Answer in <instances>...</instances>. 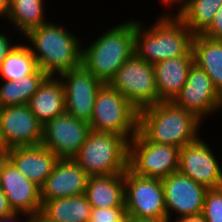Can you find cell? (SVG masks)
Masks as SVG:
<instances>
[{"mask_svg":"<svg viewBox=\"0 0 222 222\" xmlns=\"http://www.w3.org/2000/svg\"><path fill=\"white\" fill-rule=\"evenodd\" d=\"M28 106L42 125L64 113L65 90L59 76H47L30 98Z\"/></svg>","mask_w":222,"mask_h":222,"instance_id":"cell-20","label":"cell"},{"mask_svg":"<svg viewBox=\"0 0 222 222\" xmlns=\"http://www.w3.org/2000/svg\"><path fill=\"white\" fill-rule=\"evenodd\" d=\"M139 111L108 83L99 89L94 103L91 131L121 135L130 141L138 132Z\"/></svg>","mask_w":222,"mask_h":222,"instance_id":"cell-6","label":"cell"},{"mask_svg":"<svg viewBox=\"0 0 222 222\" xmlns=\"http://www.w3.org/2000/svg\"><path fill=\"white\" fill-rule=\"evenodd\" d=\"M14 213L12 210L9 200L4 192L0 189V217H4Z\"/></svg>","mask_w":222,"mask_h":222,"instance_id":"cell-33","label":"cell"},{"mask_svg":"<svg viewBox=\"0 0 222 222\" xmlns=\"http://www.w3.org/2000/svg\"><path fill=\"white\" fill-rule=\"evenodd\" d=\"M187 0H160L159 2L166 7V9L170 10V13H172L171 9L174 8L175 11L177 9V11L185 4ZM174 6V7H173ZM171 7V8H170Z\"/></svg>","mask_w":222,"mask_h":222,"instance_id":"cell-34","label":"cell"},{"mask_svg":"<svg viewBox=\"0 0 222 222\" xmlns=\"http://www.w3.org/2000/svg\"><path fill=\"white\" fill-rule=\"evenodd\" d=\"M180 148L149 141L139 130L129 141L128 168L140 176L163 179L178 171Z\"/></svg>","mask_w":222,"mask_h":222,"instance_id":"cell-8","label":"cell"},{"mask_svg":"<svg viewBox=\"0 0 222 222\" xmlns=\"http://www.w3.org/2000/svg\"><path fill=\"white\" fill-rule=\"evenodd\" d=\"M90 132L89 123L65 111L43 125L41 144L59 159H73Z\"/></svg>","mask_w":222,"mask_h":222,"instance_id":"cell-11","label":"cell"},{"mask_svg":"<svg viewBox=\"0 0 222 222\" xmlns=\"http://www.w3.org/2000/svg\"><path fill=\"white\" fill-rule=\"evenodd\" d=\"M92 207L84 194L45 201L41 212L55 222H88Z\"/></svg>","mask_w":222,"mask_h":222,"instance_id":"cell-23","label":"cell"},{"mask_svg":"<svg viewBox=\"0 0 222 222\" xmlns=\"http://www.w3.org/2000/svg\"><path fill=\"white\" fill-rule=\"evenodd\" d=\"M9 161L31 182L41 188L59 158L44 145L6 150Z\"/></svg>","mask_w":222,"mask_h":222,"instance_id":"cell-18","label":"cell"},{"mask_svg":"<svg viewBox=\"0 0 222 222\" xmlns=\"http://www.w3.org/2000/svg\"><path fill=\"white\" fill-rule=\"evenodd\" d=\"M27 222H55L50 220L41 211L31 214L27 217Z\"/></svg>","mask_w":222,"mask_h":222,"instance_id":"cell-38","label":"cell"},{"mask_svg":"<svg viewBox=\"0 0 222 222\" xmlns=\"http://www.w3.org/2000/svg\"><path fill=\"white\" fill-rule=\"evenodd\" d=\"M124 222H169L168 219H147L134 215H126Z\"/></svg>","mask_w":222,"mask_h":222,"instance_id":"cell-36","label":"cell"},{"mask_svg":"<svg viewBox=\"0 0 222 222\" xmlns=\"http://www.w3.org/2000/svg\"><path fill=\"white\" fill-rule=\"evenodd\" d=\"M8 33L6 36V32L3 33L2 30H0V65L2 64L3 60L6 58V56L19 44L14 43L12 37H8ZM10 39H12L10 41ZM13 41V43H11Z\"/></svg>","mask_w":222,"mask_h":222,"instance_id":"cell-32","label":"cell"},{"mask_svg":"<svg viewBox=\"0 0 222 222\" xmlns=\"http://www.w3.org/2000/svg\"><path fill=\"white\" fill-rule=\"evenodd\" d=\"M201 123L173 101H160L139 111L138 130L151 142L182 148L200 137Z\"/></svg>","mask_w":222,"mask_h":222,"instance_id":"cell-3","label":"cell"},{"mask_svg":"<svg viewBox=\"0 0 222 222\" xmlns=\"http://www.w3.org/2000/svg\"><path fill=\"white\" fill-rule=\"evenodd\" d=\"M44 0H10L9 13L6 21L21 34L24 39L30 30L37 28L49 19L46 15ZM48 19V20H47Z\"/></svg>","mask_w":222,"mask_h":222,"instance_id":"cell-24","label":"cell"},{"mask_svg":"<svg viewBox=\"0 0 222 222\" xmlns=\"http://www.w3.org/2000/svg\"><path fill=\"white\" fill-rule=\"evenodd\" d=\"M222 0H187L175 14L194 34H202L212 23Z\"/></svg>","mask_w":222,"mask_h":222,"instance_id":"cell-25","label":"cell"},{"mask_svg":"<svg viewBox=\"0 0 222 222\" xmlns=\"http://www.w3.org/2000/svg\"><path fill=\"white\" fill-rule=\"evenodd\" d=\"M173 102L191 111L202 121L222 112V95L214 87L208 74L194 63L182 90Z\"/></svg>","mask_w":222,"mask_h":222,"instance_id":"cell-10","label":"cell"},{"mask_svg":"<svg viewBox=\"0 0 222 222\" xmlns=\"http://www.w3.org/2000/svg\"><path fill=\"white\" fill-rule=\"evenodd\" d=\"M84 195L92 208L125 207L124 173L89 176Z\"/></svg>","mask_w":222,"mask_h":222,"instance_id":"cell-21","label":"cell"},{"mask_svg":"<svg viewBox=\"0 0 222 222\" xmlns=\"http://www.w3.org/2000/svg\"><path fill=\"white\" fill-rule=\"evenodd\" d=\"M10 0H0V19H7L9 13Z\"/></svg>","mask_w":222,"mask_h":222,"instance_id":"cell-39","label":"cell"},{"mask_svg":"<svg viewBox=\"0 0 222 222\" xmlns=\"http://www.w3.org/2000/svg\"><path fill=\"white\" fill-rule=\"evenodd\" d=\"M36 59L27 43H19L0 65V80H18L38 70ZM1 82V81H0Z\"/></svg>","mask_w":222,"mask_h":222,"instance_id":"cell-26","label":"cell"},{"mask_svg":"<svg viewBox=\"0 0 222 222\" xmlns=\"http://www.w3.org/2000/svg\"><path fill=\"white\" fill-rule=\"evenodd\" d=\"M201 214L206 222H222V187L207 190Z\"/></svg>","mask_w":222,"mask_h":222,"instance_id":"cell-27","label":"cell"},{"mask_svg":"<svg viewBox=\"0 0 222 222\" xmlns=\"http://www.w3.org/2000/svg\"><path fill=\"white\" fill-rule=\"evenodd\" d=\"M129 141L121 135L91 131L73 160L89 175L125 173Z\"/></svg>","mask_w":222,"mask_h":222,"instance_id":"cell-5","label":"cell"},{"mask_svg":"<svg viewBox=\"0 0 222 222\" xmlns=\"http://www.w3.org/2000/svg\"><path fill=\"white\" fill-rule=\"evenodd\" d=\"M16 105H20L18 80H2L0 84V108Z\"/></svg>","mask_w":222,"mask_h":222,"instance_id":"cell-30","label":"cell"},{"mask_svg":"<svg viewBox=\"0 0 222 222\" xmlns=\"http://www.w3.org/2000/svg\"><path fill=\"white\" fill-rule=\"evenodd\" d=\"M0 189L14 212L27 215L41 211L40 188L28 180L9 160L3 167Z\"/></svg>","mask_w":222,"mask_h":222,"instance_id":"cell-17","label":"cell"},{"mask_svg":"<svg viewBox=\"0 0 222 222\" xmlns=\"http://www.w3.org/2000/svg\"><path fill=\"white\" fill-rule=\"evenodd\" d=\"M193 56H179L157 62L153 65L161 101H173L186 82Z\"/></svg>","mask_w":222,"mask_h":222,"instance_id":"cell-19","label":"cell"},{"mask_svg":"<svg viewBox=\"0 0 222 222\" xmlns=\"http://www.w3.org/2000/svg\"><path fill=\"white\" fill-rule=\"evenodd\" d=\"M9 160L8 153L6 150L0 148V184H1V177L3 173V167L5 166L6 162Z\"/></svg>","mask_w":222,"mask_h":222,"instance_id":"cell-40","label":"cell"},{"mask_svg":"<svg viewBox=\"0 0 222 222\" xmlns=\"http://www.w3.org/2000/svg\"><path fill=\"white\" fill-rule=\"evenodd\" d=\"M82 47L81 64L104 84L135 53V20L128 19L100 33Z\"/></svg>","mask_w":222,"mask_h":222,"instance_id":"cell-4","label":"cell"},{"mask_svg":"<svg viewBox=\"0 0 222 222\" xmlns=\"http://www.w3.org/2000/svg\"><path fill=\"white\" fill-rule=\"evenodd\" d=\"M48 75L41 69L34 74L18 79L20 105L28 104L30 98L37 92L39 85Z\"/></svg>","mask_w":222,"mask_h":222,"instance_id":"cell-28","label":"cell"},{"mask_svg":"<svg viewBox=\"0 0 222 222\" xmlns=\"http://www.w3.org/2000/svg\"><path fill=\"white\" fill-rule=\"evenodd\" d=\"M65 90V110L71 116L90 123L95 98L104 84L82 64L59 75Z\"/></svg>","mask_w":222,"mask_h":222,"instance_id":"cell-14","label":"cell"},{"mask_svg":"<svg viewBox=\"0 0 222 222\" xmlns=\"http://www.w3.org/2000/svg\"><path fill=\"white\" fill-rule=\"evenodd\" d=\"M43 125L28 104L0 108V148L38 146Z\"/></svg>","mask_w":222,"mask_h":222,"instance_id":"cell-12","label":"cell"},{"mask_svg":"<svg viewBox=\"0 0 222 222\" xmlns=\"http://www.w3.org/2000/svg\"><path fill=\"white\" fill-rule=\"evenodd\" d=\"M20 215H22L23 218H24V216L25 217L29 216V215H27L25 213L14 212V213H12L10 215L4 216V217H0V222H20V220H22V219L19 218ZM23 222H27V218Z\"/></svg>","mask_w":222,"mask_h":222,"instance_id":"cell-37","label":"cell"},{"mask_svg":"<svg viewBox=\"0 0 222 222\" xmlns=\"http://www.w3.org/2000/svg\"><path fill=\"white\" fill-rule=\"evenodd\" d=\"M126 215L147 219H167L161 179L140 176L127 168L124 173Z\"/></svg>","mask_w":222,"mask_h":222,"instance_id":"cell-9","label":"cell"},{"mask_svg":"<svg viewBox=\"0 0 222 222\" xmlns=\"http://www.w3.org/2000/svg\"><path fill=\"white\" fill-rule=\"evenodd\" d=\"M199 137L180 148L178 171L207 189L222 187V167L216 152Z\"/></svg>","mask_w":222,"mask_h":222,"instance_id":"cell-13","label":"cell"},{"mask_svg":"<svg viewBox=\"0 0 222 222\" xmlns=\"http://www.w3.org/2000/svg\"><path fill=\"white\" fill-rule=\"evenodd\" d=\"M88 178L89 175L73 159H59L40 188L41 203L84 194Z\"/></svg>","mask_w":222,"mask_h":222,"instance_id":"cell-16","label":"cell"},{"mask_svg":"<svg viewBox=\"0 0 222 222\" xmlns=\"http://www.w3.org/2000/svg\"><path fill=\"white\" fill-rule=\"evenodd\" d=\"M125 207L92 208L88 222H124Z\"/></svg>","mask_w":222,"mask_h":222,"instance_id":"cell-29","label":"cell"},{"mask_svg":"<svg viewBox=\"0 0 222 222\" xmlns=\"http://www.w3.org/2000/svg\"><path fill=\"white\" fill-rule=\"evenodd\" d=\"M192 53L194 64L208 74L222 95V41L211 40L202 34L194 35Z\"/></svg>","mask_w":222,"mask_h":222,"instance_id":"cell-22","label":"cell"},{"mask_svg":"<svg viewBox=\"0 0 222 222\" xmlns=\"http://www.w3.org/2000/svg\"><path fill=\"white\" fill-rule=\"evenodd\" d=\"M119 91L138 111L161 100L158 96L153 64L134 53L108 83Z\"/></svg>","mask_w":222,"mask_h":222,"instance_id":"cell-7","label":"cell"},{"mask_svg":"<svg viewBox=\"0 0 222 222\" xmlns=\"http://www.w3.org/2000/svg\"><path fill=\"white\" fill-rule=\"evenodd\" d=\"M167 219L202 213L207 188L177 171L161 179ZM172 218V220H171Z\"/></svg>","mask_w":222,"mask_h":222,"instance_id":"cell-15","label":"cell"},{"mask_svg":"<svg viewBox=\"0 0 222 222\" xmlns=\"http://www.w3.org/2000/svg\"><path fill=\"white\" fill-rule=\"evenodd\" d=\"M205 37L211 40L222 41V5L217 10L216 15L210 26L202 33Z\"/></svg>","mask_w":222,"mask_h":222,"instance_id":"cell-31","label":"cell"},{"mask_svg":"<svg viewBox=\"0 0 222 222\" xmlns=\"http://www.w3.org/2000/svg\"><path fill=\"white\" fill-rule=\"evenodd\" d=\"M77 36L69 32L64 24L52 21L24 35L38 68L48 76H59L81 65L84 45L81 44L83 41L81 42L80 36Z\"/></svg>","mask_w":222,"mask_h":222,"instance_id":"cell-2","label":"cell"},{"mask_svg":"<svg viewBox=\"0 0 222 222\" xmlns=\"http://www.w3.org/2000/svg\"><path fill=\"white\" fill-rule=\"evenodd\" d=\"M164 12L148 27L135 19V53L153 65L173 57L193 56L194 34L174 12Z\"/></svg>","mask_w":222,"mask_h":222,"instance_id":"cell-1","label":"cell"},{"mask_svg":"<svg viewBox=\"0 0 222 222\" xmlns=\"http://www.w3.org/2000/svg\"><path fill=\"white\" fill-rule=\"evenodd\" d=\"M172 222H206L202 214L174 218Z\"/></svg>","mask_w":222,"mask_h":222,"instance_id":"cell-35","label":"cell"}]
</instances>
